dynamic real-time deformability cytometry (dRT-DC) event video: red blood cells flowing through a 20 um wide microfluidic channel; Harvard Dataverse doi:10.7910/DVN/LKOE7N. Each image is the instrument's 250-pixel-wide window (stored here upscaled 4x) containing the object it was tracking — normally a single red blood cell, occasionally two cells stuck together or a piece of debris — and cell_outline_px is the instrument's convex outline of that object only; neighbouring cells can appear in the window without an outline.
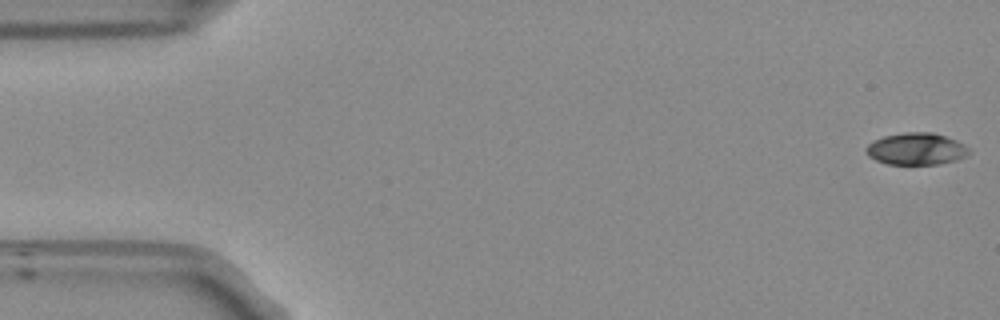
{"species": "Egyptian fruit bat (a non-hibernating species)", "species_latin": "Rousettus aegyptiacus", "temperature_condition": "room temperature", "stored_images_in_passage": 48, "camera_frame_rate_fps": 3000, "um_per_image_px": 0.085, "frame": {"image": 1, "passage_image": 1, "time_ms": 0.0, "image_size_px": [1000, 320], "cell_outline_px": [[972, 152], [968, 156], [956, 160], [940, 164], [888, 164], [876, 160], [868, 156], [864, 148], [872, 140], [884, 136], [904, 132], [932, 132], [956, 140], [964, 144]], "centroid_in_image_um": [77.89, 12.65], "position_along_channel_um": 7.1, "area_um2": 19.36}}
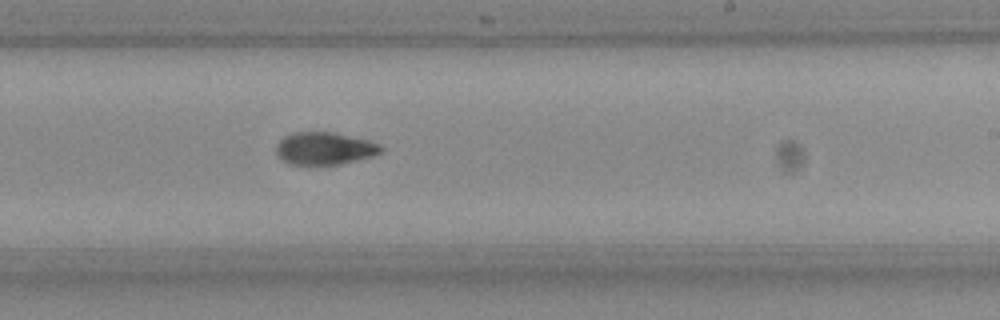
{"frame": {"image": 2, "passage_image": 32, "time_ms": 10.333, "image_size_px": [1000, 320], "cell_outline_px": [[384, 148], [380, 152], [372, 156], [340, 164], [292, 164], [284, 160], [276, 152], [276, 144], [284, 136], [292, 132], [332, 132], [368, 140], [380, 144]], "centroid_in_image_um": [27.59, 12.6], "position_along_channel_um": 261.4, "area_um2": 19.59}}
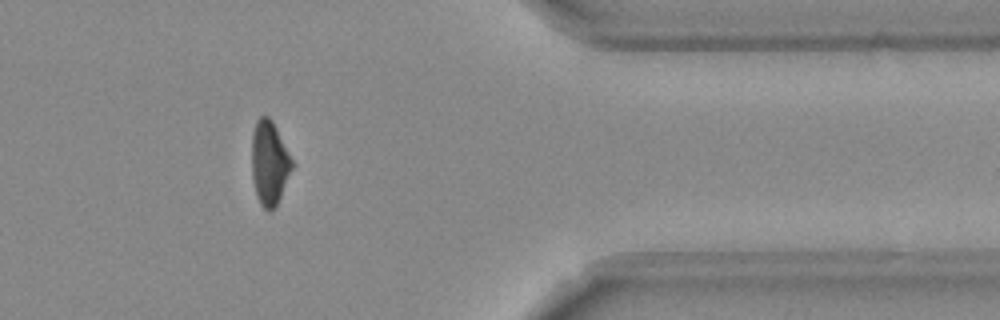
{"frame": {"image": 3, "passage_image": 44, "time_ms": 14.333, "image_size_px": [1000, 320], "cell_outline_px": [[296, 164], [276, 204], [268, 212], [260, 204], [256, 192], [252, 176], [252, 132], [256, 120], [260, 116], [268, 116], [272, 120]], "centroid_in_image_um": [22.92, 13.81], "position_along_channel_um": 388.5, "area_um2": 19.88}}